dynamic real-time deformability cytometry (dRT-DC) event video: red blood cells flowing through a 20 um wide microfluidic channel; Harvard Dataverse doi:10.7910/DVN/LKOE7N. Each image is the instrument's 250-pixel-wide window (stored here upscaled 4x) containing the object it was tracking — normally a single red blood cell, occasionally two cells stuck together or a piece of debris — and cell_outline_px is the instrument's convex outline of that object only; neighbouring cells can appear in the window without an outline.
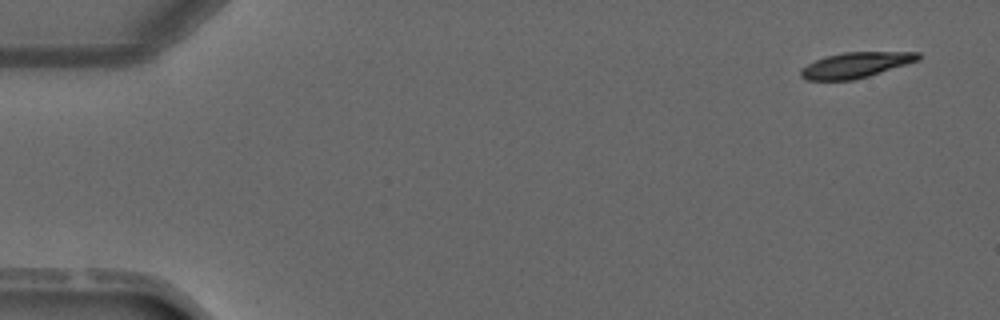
{"species": "common noctule bat (a hibernating species)", "species_latin": "Nyctalus noctula", "temperature_condition": "warm", "stored_images_in_passage": 3, "camera_frame_rate_fps": 3000, "um_per_image_px": 0.085, "animal": {"sex": "male", "forearm_length_mm": 52.5}, "frame": {"image": 1, "passage_image": 1, "time_ms": 0.0, "image_size_px": [1000, 320], "cell_outline_px": [[920, 60], [868, 76], [852, 80], [808, 80], [800, 76], [800, 68], [824, 56], [844, 52], [920, 52]], "centroid_in_image_um": [72.72, 5.52], "position_along_channel_um": 12.3, "area_um2": 17.4}}